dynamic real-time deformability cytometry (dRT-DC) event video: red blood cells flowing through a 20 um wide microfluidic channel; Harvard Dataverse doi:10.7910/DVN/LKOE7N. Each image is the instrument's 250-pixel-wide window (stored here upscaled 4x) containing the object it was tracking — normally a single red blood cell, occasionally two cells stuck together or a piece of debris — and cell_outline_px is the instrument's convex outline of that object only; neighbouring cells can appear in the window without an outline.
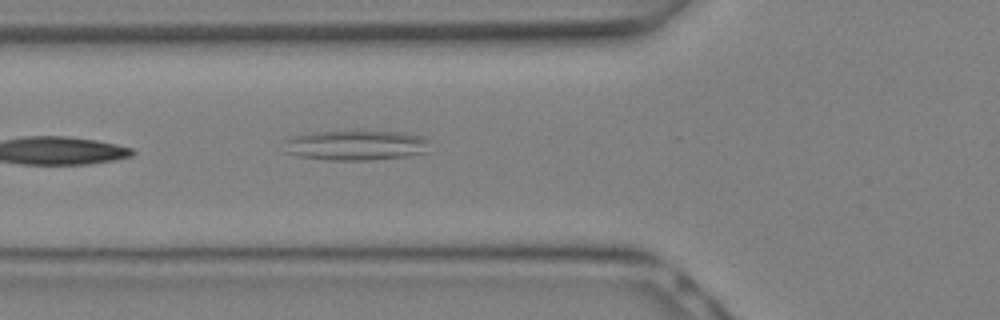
{"species": "Egyptian fruit bat (a non-hibernating species)", "species_latin": "Rousettus aegyptiacus", "temperature_condition": "warm", "stored_images_in_passage": 9, "camera_frame_rate_fps": 3000, "um_per_image_px": 0.085, "animal": {"sex": "female"}, "frame": {"image": 1, "passage_image": 9, "time_ms": 2.667, "image_size_px": [1000, 320], "cell_outline_px": [[432, 140], [428, 152], [408, 156], [368, 160], [324, 160], [296, 156], [284, 152], [284, 140], [292, 136], [304, 132], [352, 128], [404, 132], [420, 136]], "centroid_in_image_um": [30.22, 12.29], "position_along_channel_um": 95.6, "area_um2": 27.34}}